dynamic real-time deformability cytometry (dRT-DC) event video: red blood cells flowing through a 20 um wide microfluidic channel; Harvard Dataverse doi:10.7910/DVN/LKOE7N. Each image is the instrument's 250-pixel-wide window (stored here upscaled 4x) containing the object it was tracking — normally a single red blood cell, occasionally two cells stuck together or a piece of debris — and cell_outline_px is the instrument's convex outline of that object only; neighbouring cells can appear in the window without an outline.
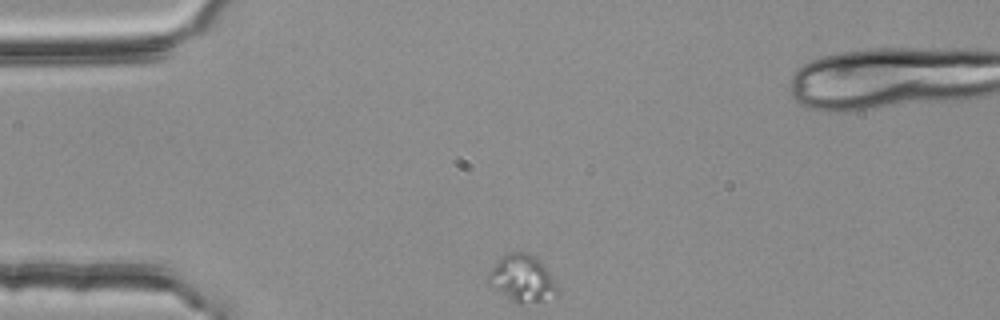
{"species": "common noctule bat (a hibernating species)", "species_latin": "Nyctalus noctula", "temperature_condition": "room temperature", "stored_images_in_passage": 2, "camera_frame_rate_fps": 3000, "um_per_image_px": 0.085, "animal": {"sex": "female", "body_mass_g": 25.1}, "frame": {"image": 1, "passage_image": 1, "time_ms": 0.0, "image_size_px": [1000, 320], "cell_outline_px": [[560, 292], [556, 296], [540, 300], [520, 304], [516, 304], [488, 284], [488, 272], [500, 256], [508, 252], [528, 252], [536, 256], [544, 264], [560, 288]], "centroid_in_image_um": [44.4, 23.65], "position_along_channel_um": 40.6, "area_um2": 19.25}}